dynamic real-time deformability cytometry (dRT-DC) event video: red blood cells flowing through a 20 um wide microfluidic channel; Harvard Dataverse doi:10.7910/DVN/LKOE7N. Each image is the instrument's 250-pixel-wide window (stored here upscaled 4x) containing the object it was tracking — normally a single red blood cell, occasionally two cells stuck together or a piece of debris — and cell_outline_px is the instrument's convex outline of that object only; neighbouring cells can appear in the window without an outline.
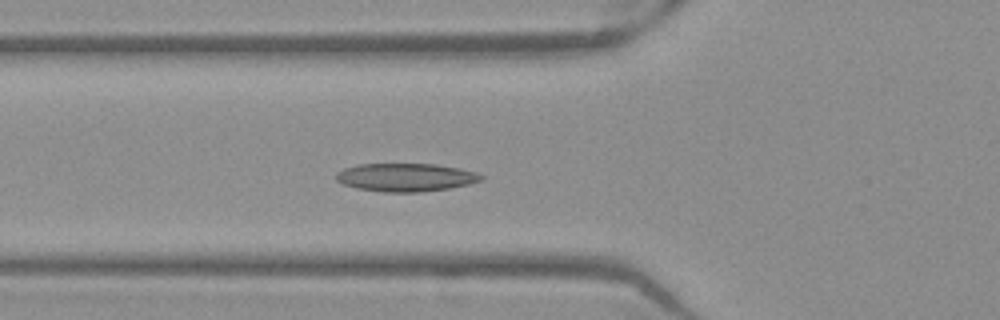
{"species": "Egyptian fruit bat (a non-hibernating species)", "species_latin": "Rousettus aegyptiacus", "temperature_condition": "warm", "stored_images_in_passage": 33, "camera_frame_rate_fps": 3000, "um_per_image_px": 0.085, "frame": {"image": 1, "passage_image": 9, "time_ms": 2.667, "image_size_px": [1000, 320], "cell_outline_px": [[484, 180], [468, 184], [448, 188], [416, 192], [384, 192], [356, 188], [344, 184], [336, 180], [336, 172], [344, 168], [356, 164], [436, 164], [460, 168], [476, 172], [484, 176]], "centroid_in_image_um": [34.48, 15.06], "position_along_channel_um": 91.3, "area_um2": 23.81}}
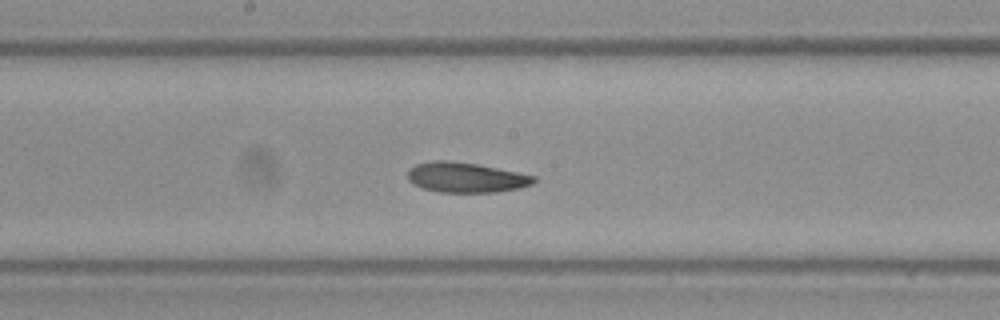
{"frame": {"image": 2, "passage_image": 18, "time_ms": 5.667, "image_size_px": [1000, 320], "cell_outline_px": [[536, 180], [532, 184], [520, 188], [496, 192], [440, 192], [424, 188], [412, 184], [408, 180], [408, 172], [416, 164], [432, 160], [452, 160], [480, 164], [536, 176]], "centroid_in_image_um": [39.62, 15.07], "position_along_channel_um": 208.6, "area_um2": 22.25}}
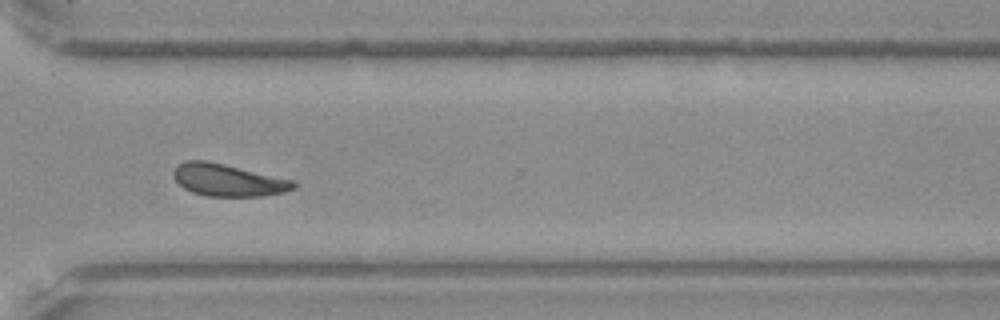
{"frame": {"image": 3, "passage_image": 29, "time_ms": 9.333, "image_size_px": [1000, 320], "cell_outline_px": [[296, 188], [284, 192], [264, 196], [204, 196], [192, 192], [184, 188], [172, 176], [172, 172], [184, 160], [204, 160], [224, 164], [292, 180], [296, 184]], "centroid_in_image_um": [19.36, 15.31], "position_along_channel_um": 351.2, "area_um2": 22.37}, "authors_computed_cell_mechanics": {"area_um2": 22.5998, "velocity_mm_per_s": 3.8925, "shape_relaxation_time_tau1_ms": 3.7128, "shape_relaxation_time_tau2_ms": 4.5747, "deformation_change_tau1": 0.1062, "deformation_change_tau2": 0.1124}}